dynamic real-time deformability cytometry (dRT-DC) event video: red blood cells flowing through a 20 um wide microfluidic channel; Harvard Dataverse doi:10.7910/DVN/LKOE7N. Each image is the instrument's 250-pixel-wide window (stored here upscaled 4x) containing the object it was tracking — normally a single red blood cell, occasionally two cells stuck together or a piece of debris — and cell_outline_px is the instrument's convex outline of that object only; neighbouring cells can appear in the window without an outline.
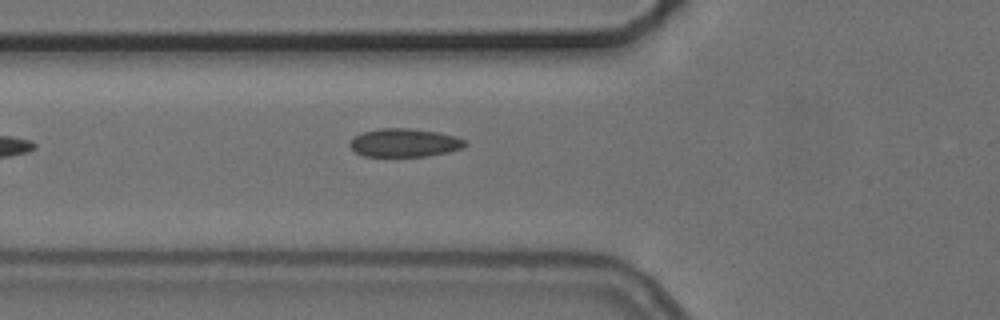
{"species": "common noctule bat (a hibernating species)", "species_latin": "Nyctalus noctula", "temperature_condition": "cold", "stored_images_in_passage": 6, "camera_frame_rate_fps": 3000, "um_per_image_px": 0.085, "animal": {"sex": "female", "body_mass_g": 24.6, "forearm_length_mm": 56.2}, "frame": {"image": 1, "passage_image": 6, "time_ms": 6.0, "image_size_px": [1000, 320], "cell_outline_px": [[468, 144], [464, 148], [448, 152], [428, 156], [364, 156], [356, 152], [348, 144], [356, 136], [364, 132], [380, 128], [412, 128], [436, 132], [456, 136], [464, 140]], "centroid_in_image_um": [34.42, 12.13], "position_along_channel_um": 91.4, "area_um2": 18.96}}